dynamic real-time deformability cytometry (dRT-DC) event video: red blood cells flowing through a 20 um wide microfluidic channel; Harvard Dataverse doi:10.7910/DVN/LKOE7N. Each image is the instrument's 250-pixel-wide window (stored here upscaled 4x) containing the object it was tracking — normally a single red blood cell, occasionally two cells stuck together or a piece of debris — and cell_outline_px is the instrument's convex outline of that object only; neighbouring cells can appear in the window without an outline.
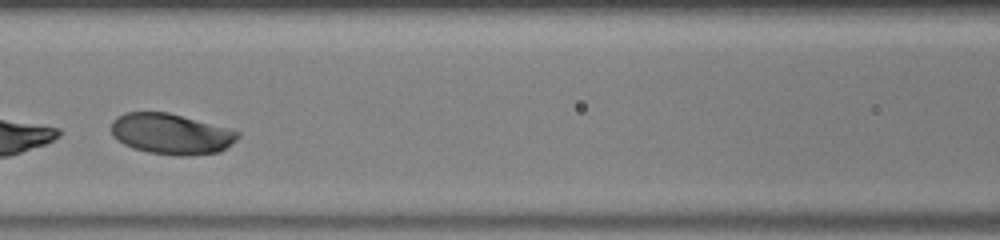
{"species": "human", "species_latin": "Homo sapiens", "temperature_condition": "warm", "stored_images_in_passage": 32, "segment_of_instrument_passage": [2, 2], "camera_frame_rate_fps": 3000, "um_per_image_px": 0.085, "donor": {"sex": "male"}, "frame": {"image": 1, "passage_image": 13, "time_ms": 4.0, "image_size_px": [1000, 240], "cell_outline_px": [[240, 136], [236, 140], [220, 152], [188, 156], [180, 156], [148, 152], [132, 148], [116, 140], [112, 136], [112, 120], [116, 116], [124, 112], [168, 112], [228, 128], [240, 132]], "centroid_in_image_um": [14.52, 11.38], "position_along_channel_um": 152.1, "area_um2": 30.17}}
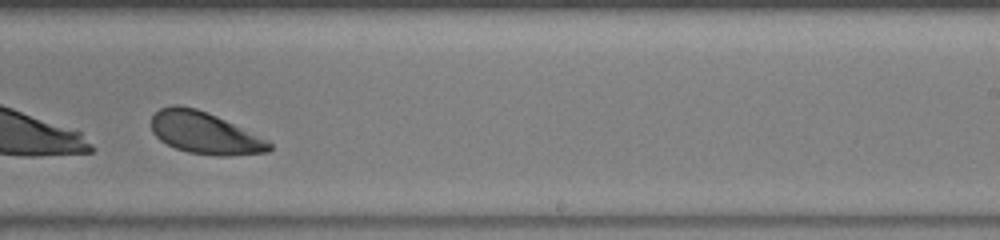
{"frame": {"image": 2, "passage_image": 22, "time_ms": 7.0, "image_size_px": [1000, 240], "cell_outline_px": [[272, 148], [268, 152], [228, 156], [216, 156], [188, 152], [176, 148], [160, 140], [152, 132], [152, 116], [160, 108], [172, 104], [180, 104], [196, 108], [216, 116], [268, 140], [272, 144]], "centroid_in_image_um": [17.39, 11.3], "position_along_channel_um": 271.6, "area_um2": 28.73}}
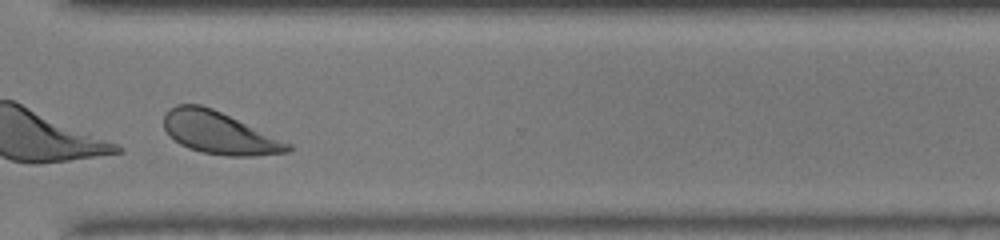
{"frame": {"image": 3, "passage_image": 28, "time_ms": 9.0, "image_size_px": [1000, 240], "cell_outline_px": [[292, 148], [288, 152], [252, 156], [224, 156], [200, 152], [188, 148], [180, 144], [168, 136], [164, 128], [164, 116], [168, 108], [176, 104], [200, 104], [212, 108], [292, 144]], "centroid_in_image_um": [18.59, 11.29], "position_along_channel_um": 352.0, "area_um2": 30.63}}